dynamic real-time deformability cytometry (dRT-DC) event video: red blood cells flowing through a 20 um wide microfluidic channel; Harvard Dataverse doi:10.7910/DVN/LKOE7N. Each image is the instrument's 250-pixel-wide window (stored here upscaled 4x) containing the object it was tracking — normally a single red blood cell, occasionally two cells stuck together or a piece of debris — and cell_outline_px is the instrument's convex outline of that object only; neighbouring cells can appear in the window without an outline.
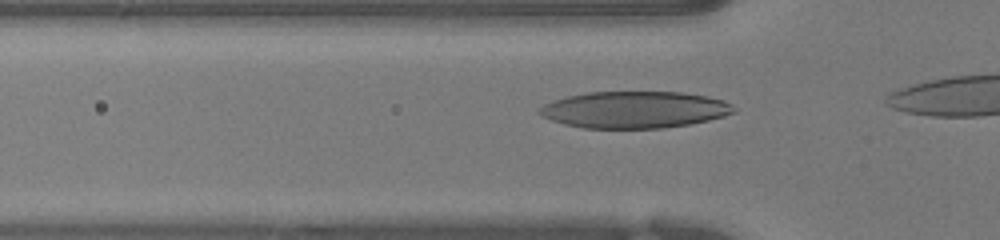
{"species": "human", "species_latin": "Homo sapiens", "temperature_condition": "warm", "stored_images_in_passage": 7, "camera_frame_rate_fps": 3000, "um_per_image_px": 0.085, "donor": {"sex": "female"}, "frame": {"image": 1, "passage_image": 4, "time_ms": 1.0, "image_size_px": [1000, 240], "cell_outline_px": [[736, 112], [724, 116], [708, 120], [688, 124], [664, 128], [584, 128], [564, 124], [552, 120], [536, 112], [544, 104], [568, 96], [588, 92], [680, 92], [708, 96], [724, 100], [732, 104], [736, 108]], "centroid_in_image_um": [53.97, 9.32], "position_along_channel_um": 71.8, "area_um2": 41.56}}